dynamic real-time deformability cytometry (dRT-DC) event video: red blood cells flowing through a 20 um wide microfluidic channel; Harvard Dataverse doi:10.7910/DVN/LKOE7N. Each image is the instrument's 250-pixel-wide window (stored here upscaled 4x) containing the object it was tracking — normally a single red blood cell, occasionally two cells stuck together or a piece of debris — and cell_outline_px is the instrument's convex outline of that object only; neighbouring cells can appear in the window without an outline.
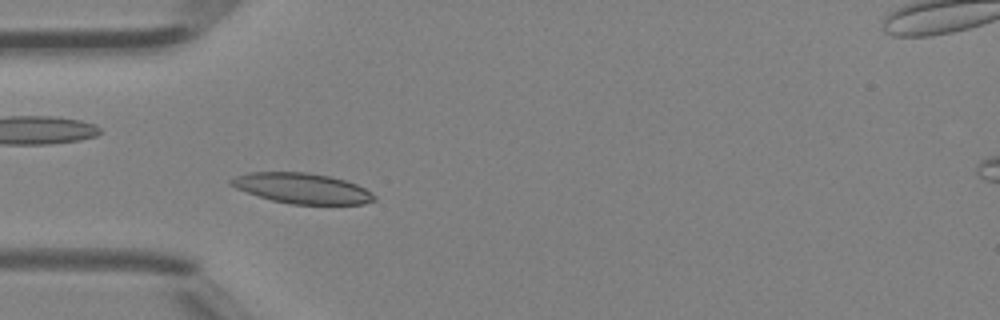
{"species": "Egyptian fruit bat (a non-hibernating species)", "species_latin": "Rousettus aegyptiacus", "temperature_condition": "room temperature", "stored_images_in_passage": 2, "camera_frame_rate_fps": 3000, "um_per_image_px": 0.085, "animal": {"sex": "female"}, "frame": {"image": 1, "passage_image": 2, "time_ms": 0.333, "image_size_px": [1000, 320], "cell_outline_px": [[376, 200], [364, 204], [292, 204], [272, 200], [236, 188], [228, 184], [228, 180], [236, 176], [248, 172], [308, 172], [328, 176], [344, 180], [356, 184], [372, 192], [376, 196]], "centroid_in_image_um": [25.68, 16.0], "position_along_channel_um": 59.3, "area_um2": 25.26}}